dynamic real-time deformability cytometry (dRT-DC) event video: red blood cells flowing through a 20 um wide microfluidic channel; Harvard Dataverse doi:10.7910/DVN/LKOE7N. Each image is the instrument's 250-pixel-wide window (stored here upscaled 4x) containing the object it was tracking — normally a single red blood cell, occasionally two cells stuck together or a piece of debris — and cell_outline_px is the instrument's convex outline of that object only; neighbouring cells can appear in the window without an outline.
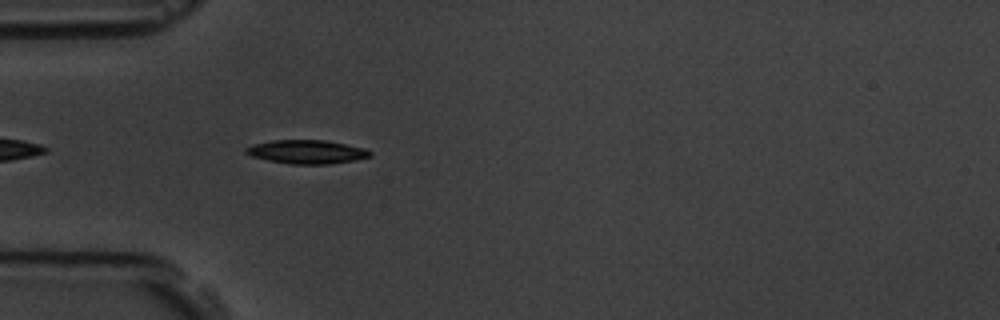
{"species": "common noctule bat (a hibernating species)", "species_latin": "Nyctalus noctula", "temperature_condition": "room temperature", "stored_images_in_passage": 5, "camera_frame_rate_fps": 3000, "um_per_image_px": 0.085, "animal": {"sex": "male", "body_mass_g": 19.5, "forearm_length_mm": 54.6}, "frame": {"image": 1, "passage_image": 5, "time_ms": 5.333, "image_size_px": [1000, 320], "cell_outline_px": [[372, 156], [356, 160], [328, 164], [288, 164], [268, 160], [252, 156], [244, 152], [244, 148], [252, 144], [272, 140], [324, 140], [364, 148], [372, 152]], "centroid_in_image_um": [26.05, 12.91], "position_along_channel_um": 58.9, "area_um2": 17.17}}